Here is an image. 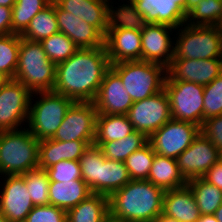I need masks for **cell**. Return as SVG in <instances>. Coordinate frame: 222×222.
<instances>
[{
  "label": "cell",
  "mask_w": 222,
  "mask_h": 222,
  "mask_svg": "<svg viewBox=\"0 0 222 222\" xmlns=\"http://www.w3.org/2000/svg\"><path fill=\"white\" fill-rule=\"evenodd\" d=\"M110 66L105 46L78 49L57 64L53 91L75 102H93Z\"/></svg>",
  "instance_id": "obj_1"
},
{
  "label": "cell",
  "mask_w": 222,
  "mask_h": 222,
  "mask_svg": "<svg viewBox=\"0 0 222 222\" xmlns=\"http://www.w3.org/2000/svg\"><path fill=\"white\" fill-rule=\"evenodd\" d=\"M165 191L148 180H131L109 197V214L126 222H155Z\"/></svg>",
  "instance_id": "obj_2"
},
{
  "label": "cell",
  "mask_w": 222,
  "mask_h": 222,
  "mask_svg": "<svg viewBox=\"0 0 222 222\" xmlns=\"http://www.w3.org/2000/svg\"><path fill=\"white\" fill-rule=\"evenodd\" d=\"M56 66L49 60L40 42L21 37L14 80L23 84L31 93L53 91Z\"/></svg>",
  "instance_id": "obj_3"
},
{
  "label": "cell",
  "mask_w": 222,
  "mask_h": 222,
  "mask_svg": "<svg viewBox=\"0 0 222 222\" xmlns=\"http://www.w3.org/2000/svg\"><path fill=\"white\" fill-rule=\"evenodd\" d=\"M39 140L26 128L0 132V175H23L38 168Z\"/></svg>",
  "instance_id": "obj_4"
},
{
  "label": "cell",
  "mask_w": 222,
  "mask_h": 222,
  "mask_svg": "<svg viewBox=\"0 0 222 222\" xmlns=\"http://www.w3.org/2000/svg\"><path fill=\"white\" fill-rule=\"evenodd\" d=\"M110 68L120 77L133 102L151 97L164 89L167 68L142 60L122 61Z\"/></svg>",
  "instance_id": "obj_5"
},
{
  "label": "cell",
  "mask_w": 222,
  "mask_h": 222,
  "mask_svg": "<svg viewBox=\"0 0 222 222\" xmlns=\"http://www.w3.org/2000/svg\"><path fill=\"white\" fill-rule=\"evenodd\" d=\"M32 94L26 128L39 141L52 138L75 101L54 91Z\"/></svg>",
  "instance_id": "obj_6"
},
{
  "label": "cell",
  "mask_w": 222,
  "mask_h": 222,
  "mask_svg": "<svg viewBox=\"0 0 222 222\" xmlns=\"http://www.w3.org/2000/svg\"><path fill=\"white\" fill-rule=\"evenodd\" d=\"M180 27L177 28V36L174 35L173 59H222V32L219 26L184 23Z\"/></svg>",
  "instance_id": "obj_7"
},
{
  "label": "cell",
  "mask_w": 222,
  "mask_h": 222,
  "mask_svg": "<svg viewBox=\"0 0 222 222\" xmlns=\"http://www.w3.org/2000/svg\"><path fill=\"white\" fill-rule=\"evenodd\" d=\"M172 119L203 125L204 86L189 81L165 80Z\"/></svg>",
  "instance_id": "obj_8"
},
{
  "label": "cell",
  "mask_w": 222,
  "mask_h": 222,
  "mask_svg": "<svg viewBox=\"0 0 222 222\" xmlns=\"http://www.w3.org/2000/svg\"><path fill=\"white\" fill-rule=\"evenodd\" d=\"M31 96L32 93L14 79L0 88V132L23 128L28 122Z\"/></svg>",
  "instance_id": "obj_9"
},
{
  "label": "cell",
  "mask_w": 222,
  "mask_h": 222,
  "mask_svg": "<svg viewBox=\"0 0 222 222\" xmlns=\"http://www.w3.org/2000/svg\"><path fill=\"white\" fill-rule=\"evenodd\" d=\"M127 116L134 130L144 133L149 138L172 118L166 90L163 89L151 97L135 101Z\"/></svg>",
  "instance_id": "obj_10"
},
{
  "label": "cell",
  "mask_w": 222,
  "mask_h": 222,
  "mask_svg": "<svg viewBox=\"0 0 222 222\" xmlns=\"http://www.w3.org/2000/svg\"><path fill=\"white\" fill-rule=\"evenodd\" d=\"M199 133L200 127L196 124L171 118L148 141L156 154L176 159Z\"/></svg>",
  "instance_id": "obj_11"
},
{
  "label": "cell",
  "mask_w": 222,
  "mask_h": 222,
  "mask_svg": "<svg viewBox=\"0 0 222 222\" xmlns=\"http://www.w3.org/2000/svg\"><path fill=\"white\" fill-rule=\"evenodd\" d=\"M97 115L93 102H74L52 139L65 142L95 141Z\"/></svg>",
  "instance_id": "obj_12"
},
{
  "label": "cell",
  "mask_w": 222,
  "mask_h": 222,
  "mask_svg": "<svg viewBox=\"0 0 222 222\" xmlns=\"http://www.w3.org/2000/svg\"><path fill=\"white\" fill-rule=\"evenodd\" d=\"M220 158L222 153L200 132L192 144L176 158V162L181 175L188 182L202 178Z\"/></svg>",
  "instance_id": "obj_13"
},
{
  "label": "cell",
  "mask_w": 222,
  "mask_h": 222,
  "mask_svg": "<svg viewBox=\"0 0 222 222\" xmlns=\"http://www.w3.org/2000/svg\"><path fill=\"white\" fill-rule=\"evenodd\" d=\"M5 177V178H4ZM0 187V214L10 222H24L34 208L22 175L2 176Z\"/></svg>",
  "instance_id": "obj_14"
},
{
  "label": "cell",
  "mask_w": 222,
  "mask_h": 222,
  "mask_svg": "<svg viewBox=\"0 0 222 222\" xmlns=\"http://www.w3.org/2000/svg\"><path fill=\"white\" fill-rule=\"evenodd\" d=\"M175 31L169 25L148 23L141 31L142 61L168 68L174 58L175 40L171 35Z\"/></svg>",
  "instance_id": "obj_15"
},
{
  "label": "cell",
  "mask_w": 222,
  "mask_h": 222,
  "mask_svg": "<svg viewBox=\"0 0 222 222\" xmlns=\"http://www.w3.org/2000/svg\"><path fill=\"white\" fill-rule=\"evenodd\" d=\"M98 114L127 115L134 103L120 77L110 68L93 101Z\"/></svg>",
  "instance_id": "obj_16"
},
{
  "label": "cell",
  "mask_w": 222,
  "mask_h": 222,
  "mask_svg": "<svg viewBox=\"0 0 222 222\" xmlns=\"http://www.w3.org/2000/svg\"><path fill=\"white\" fill-rule=\"evenodd\" d=\"M222 73V59H173L165 80L208 85Z\"/></svg>",
  "instance_id": "obj_17"
},
{
  "label": "cell",
  "mask_w": 222,
  "mask_h": 222,
  "mask_svg": "<svg viewBox=\"0 0 222 222\" xmlns=\"http://www.w3.org/2000/svg\"><path fill=\"white\" fill-rule=\"evenodd\" d=\"M59 32L67 35L79 49L105 46V36L94 26L64 11L55 3Z\"/></svg>",
  "instance_id": "obj_18"
},
{
  "label": "cell",
  "mask_w": 222,
  "mask_h": 222,
  "mask_svg": "<svg viewBox=\"0 0 222 222\" xmlns=\"http://www.w3.org/2000/svg\"><path fill=\"white\" fill-rule=\"evenodd\" d=\"M147 23L178 28L186 22V0H133Z\"/></svg>",
  "instance_id": "obj_19"
},
{
  "label": "cell",
  "mask_w": 222,
  "mask_h": 222,
  "mask_svg": "<svg viewBox=\"0 0 222 222\" xmlns=\"http://www.w3.org/2000/svg\"><path fill=\"white\" fill-rule=\"evenodd\" d=\"M105 47L110 64L142 60L141 31L130 29L110 30L105 36Z\"/></svg>",
  "instance_id": "obj_20"
},
{
  "label": "cell",
  "mask_w": 222,
  "mask_h": 222,
  "mask_svg": "<svg viewBox=\"0 0 222 222\" xmlns=\"http://www.w3.org/2000/svg\"><path fill=\"white\" fill-rule=\"evenodd\" d=\"M94 141H59L52 138L39 141L38 168L47 169L62 160L79 161L83 152Z\"/></svg>",
  "instance_id": "obj_21"
},
{
  "label": "cell",
  "mask_w": 222,
  "mask_h": 222,
  "mask_svg": "<svg viewBox=\"0 0 222 222\" xmlns=\"http://www.w3.org/2000/svg\"><path fill=\"white\" fill-rule=\"evenodd\" d=\"M162 215L179 222H197L201 213L190 187L165 191Z\"/></svg>",
  "instance_id": "obj_22"
},
{
  "label": "cell",
  "mask_w": 222,
  "mask_h": 222,
  "mask_svg": "<svg viewBox=\"0 0 222 222\" xmlns=\"http://www.w3.org/2000/svg\"><path fill=\"white\" fill-rule=\"evenodd\" d=\"M90 194L92 193L83 180L50 182L49 204L68 211Z\"/></svg>",
  "instance_id": "obj_23"
},
{
  "label": "cell",
  "mask_w": 222,
  "mask_h": 222,
  "mask_svg": "<svg viewBox=\"0 0 222 222\" xmlns=\"http://www.w3.org/2000/svg\"><path fill=\"white\" fill-rule=\"evenodd\" d=\"M147 180L164 191L177 189L187 184L178 169L176 159L156 153Z\"/></svg>",
  "instance_id": "obj_24"
},
{
  "label": "cell",
  "mask_w": 222,
  "mask_h": 222,
  "mask_svg": "<svg viewBox=\"0 0 222 222\" xmlns=\"http://www.w3.org/2000/svg\"><path fill=\"white\" fill-rule=\"evenodd\" d=\"M109 215V197L90 194L85 200L66 211L67 222H103Z\"/></svg>",
  "instance_id": "obj_25"
},
{
  "label": "cell",
  "mask_w": 222,
  "mask_h": 222,
  "mask_svg": "<svg viewBox=\"0 0 222 222\" xmlns=\"http://www.w3.org/2000/svg\"><path fill=\"white\" fill-rule=\"evenodd\" d=\"M134 131L127 115L98 114L94 145L100 147L104 142L120 140Z\"/></svg>",
  "instance_id": "obj_26"
},
{
  "label": "cell",
  "mask_w": 222,
  "mask_h": 222,
  "mask_svg": "<svg viewBox=\"0 0 222 222\" xmlns=\"http://www.w3.org/2000/svg\"><path fill=\"white\" fill-rule=\"evenodd\" d=\"M127 3L114 7L112 0H108L107 33L115 29L142 31L148 24L142 14L138 12L134 1L128 0Z\"/></svg>",
  "instance_id": "obj_27"
},
{
  "label": "cell",
  "mask_w": 222,
  "mask_h": 222,
  "mask_svg": "<svg viewBox=\"0 0 222 222\" xmlns=\"http://www.w3.org/2000/svg\"><path fill=\"white\" fill-rule=\"evenodd\" d=\"M129 181L131 178L123 161L106 159L100 163L99 194L110 197Z\"/></svg>",
  "instance_id": "obj_28"
},
{
  "label": "cell",
  "mask_w": 222,
  "mask_h": 222,
  "mask_svg": "<svg viewBox=\"0 0 222 222\" xmlns=\"http://www.w3.org/2000/svg\"><path fill=\"white\" fill-rule=\"evenodd\" d=\"M57 32H59V29L55 3L51 2L31 19L30 24L21 34V37L29 41L41 42Z\"/></svg>",
  "instance_id": "obj_29"
},
{
  "label": "cell",
  "mask_w": 222,
  "mask_h": 222,
  "mask_svg": "<svg viewBox=\"0 0 222 222\" xmlns=\"http://www.w3.org/2000/svg\"><path fill=\"white\" fill-rule=\"evenodd\" d=\"M187 185L193 192L201 215H214L222 204V191L203 177L189 180Z\"/></svg>",
  "instance_id": "obj_30"
},
{
  "label": "cell",
  "mask_w": 222,
  "mask_h": 222,
  "mask_svg": "<svg viewBox=\"0 0 222 222\" xmlns=\"http://www.w3.org/2000/svg\"><path fill=\"white\" fill-rule=\"evenodd\" d=\"M148 142V137L144 133L135 130L120 140L104 142L100 148L106 159L124 162L128 156Z\"/></svg>",
  "instance_id": "obj_31"
},
{
  "label": "cell",
  "mask_w": 222,
  "mask_h": 222,
  "mask_svg": "<svg viewBox=\"0 0 222 222\" xmlns=\"http://www.w3.org/2000/svg\"><path fill=\"white\" fill-rule=\"evenodd\" d=\"M106 160L102 149L90 145L79 159L82 180L87 184L91 193L99 194L100 163Z\"/></svg>",
  "instance_id": "obj_32"
},
{
  "label": "cell",
  "mask_w": 222,
  "mask_h": 222,
  "mask_svg": "<svg viewBox=\"0 0 222 222\" xmlns=\"http://www.w3.org/2000/svg\"><path fill=\"white\" fill-rule=\"evenodd\" d=\"M50 3V0H16L12 7L11 33L21 35L31 19Z\"/></svg>",
  "instance_id": "obj_33"
},
{
  "label": "cell",
  "mask_w": 222,
  "mask_h": 222,
  "mask_svg": "<svg viewBox=\"0 0 222 222\" xmlns=\"http://www.w3.org/2000/svg\"><path fill=\"white\" fill-rule=\"evenodd\" d=\"M222 23L221 0H201L187 13L185 24L202 26H220Z\"/></svg>",
  "instance_id": "obj_34"
},
{
  "label": "cell",
  "mask_w": 222,
  "mask_h": 222,
  "mask_svg": "<svg viewBox=\"0 0 222 222\" xmlns=\"http://www.w3.org/2000/svg\"><path fill=\"white\" fill-rule=\"evenodd\" d=\"M40 43L49 60L56 65L66 61L79 49L75 43L62 32H57L43 39Z\"/></svg>",
  "instance_id": "obj_35"
},
{
  "label": "cell",
  "mask_w": 222,
  "mask_h": 222,
  "mask_svg": "<svg viewBox=\"0 0 222 222\" xmlns=\"http://www.w3.org/2000/svg\"><path fill=\"white\" fill-rule=\"evenodd\" d=\"M21 35H0V72L10 79L14 78L19 57Z\"/></svg>",
  "instance_id": "obj_36"
},
{
  "label": "cell",
  "mask_w": 222,
  "mask_h": 222,
  "mask_svg": "<svg viewBox=\"0 0 222 222\" xmlns=\"http://www.w3.org/2000/svg\"><path fill=\"white\" fill-rule=\"evenodd\" d=\"M34 206L49 204L50 180L44 169L36 168L22 175Z\"/></svg>",
  "instance_id": "obj_37"
},
{
  "label": "cell",
  "mask_w": 222,
  "mask_h": 222,
  "mask_svg": "<svg viewBox=\"0 0 222 222\" xmlns=\"http://www.w3.org/2000/svg\"><path fill=\"white\" fill-rule=\"evenodd\" d=\"M155 156L152 145L148 142L141 149L133 152L124 161L131 180H147Z\"/></svg>",
  "instance_id": "obj_38"
},
{
  "label": "cell",
  "mask_w": 222,
  "mask_h": 222,
  "mask_svg": "<svg viewBox=\"0 0 222 222\" xmlns=\"http://www.w3.org/2000/svg\"><path fill=\"white\" fill-rule=\"evenodd\" d=\"M108 0H85L82 20L96 27L104 36L107 34Z\"/></svg>",
  "instance_id": "obj_39"
},
{
  "label": "cell",
  "mask_w": 222,
  "mask_h": 222,
  "mask_svg": "<svg viewBox=\"0 0 222 222\" xmlns=\"http://www.w3.org/2000/svg\"><path fill=\"white\" fill-rule=\"evenodd\" d=\"M203 100V122L210 117L222 115V73L204 86Z\"/></svg>",
  "instance_id": "obj_40"
},
{
  "label": "cell",
  "mask_w": 222,
  "mask_h": 222,
  "mask_svg": "<svg viewBox=\"0 0 222 222\" xmlns=\"http://www.w3.org/2000/svg\"><path fill=\"white\" fill-rule=\"evenodd\" d=\"M50 182L82 180L79 161L62 160L45 169Z\"/></svg>",
  "instance_id": "obj_41"
},
{
  "label": "cell",
  "mask_w": 222,
  "mask_h": 222,
  "mask_svg": "<svg viewBox=\"0 0 222 222\" xmlns=\"http://www.w3.org/2000/svg\"><path fill=\"white\" fill-rule=\"evenodd\" d=\"M24 222H67L66 211L50 204L34 206Z\"/></svg>",
  "instance_id": "obj_42"
},
{
  "label": "cell",
  "mask_w": 222,
  "mask_h": 222,
  "mask_svg": "<svg viewBox=\"0 0 222 222\" xmlns=\"http://www.w3.org/2000/svg\"><path fill=\"white\" fill-rule=\"evenodd\" d=\"M200 132L222 153V115L204 120Z\"/></svg>",
  "instance_id": "obj_43"
},
{
  "label": "cell",
  "mask_w": 222,
  "mask_h": 222,
  "mask_svg": "<svg viewBox=\"0 0 222 222\" xmlns=\"http://www.w3.org/2000/svg\"><path fill=\"white\" fill-rule=\"evenodd\" d=\"M203 178L222 191V158L206 172Z\"/></svg>",
  "instance_id": "obj_44"
},
{
  "label": "cell",
  "mask_w": 222,
  "mask_h": 222,
  "mask_svg": "<svg viewBox=\"0 0 222 222\" xmlns=\"http://www.w3.org/2000/svg\"><path fill=\"white\" fill-rule=\"evenodd\" d=\"M83 3L85 0H59L57 4L64 10L82 20Z\"/></svg>",
  "instance_id": "obj_45"
},
{
  "label": "cell",
  "mask_w": 222,
  "mask_h": 222,
  "mask_svg": "<svg viewBox=\"0 0 222 222\" xmlns=\"http://www.w3.org/2000/svg\"><path fill=\"white\" fill-rule=\"evenodd\" d=\"M12 8L0 6V35L11 34Z\"/></svg>",
  "instance_id": "obj_46"
},
{
  "label": "cell",
  "mask_w": 222,
  "mask_h": 222,
  "mask_svg": "<svg viewBox=\"0 0 222 222\" xmlns=\"http://www.w3.org/2000/svg\"><path fill=\"white\" fill-rule=\"evenodd\" d=\"M201 0H186L185 12L186 14L192 10Z\"/></svg>",
  "instance_id": "obj_47"
},
{
  "label": "cell",
  "mask_w": 222,
  "mask_h": 222,
  "mask_svg": "<svg viewBox=\"0 0 222 222\" xmlns=\"http://www.w3.org/2000/svg\"><path fill=\"white\" fill-rule=\"evenodd\" d=\"M197 222H218L214 215H201Z\"/></svg>",
  "instance_id": "obj_48"
},
{
  "label": "cell",
  "mask_w": 222,
  "mask_h": 222,
  "mask_svg": "<svg viewBox=\"0 0 222 222\" xmlns=\"http://www.w3.org/2000/svg\"><path fill=\"white\" fill-rule=\"evenodd\" d=\"M16 3V0H0V6L10 7Z\"/></svg>",
  "instance_id": "obj_49"
},
{
  "label": "cell",
  "mask_w": 222,
  "mask_h": 222,
  "mask_svg": "<svg viewBox=\"0 0 222 222\" xmlns=\"http://www.w3.org/2000/svg\"><path fill=\"white\" fill-rule=\"evenodd\" d=\"M214 216L218 222H222V204L216 209Z\"/></svg>",
  "instance_id": "obj_50"
},
{
  "label": "cell",
  "mask_w": 222,
  "mask_h": 222,
  "mask_svg": "<svg viewBox=\"0 0 222 222\" xmlns=\"http://www.w3.org/2000/svg\"><path fill=\"white\" fill-rule=\"evenodd\" d=\"M155 222H179L177 220H174V219H171V218H168L166 216H163V215H160Z\"/></svg>",
  "instance_id": "obj_51"
},
{
  "label": "cell",
  "mask_w": 222,
  "mask_h": 222,
  "mask_svg": "<svg viewBox=\"0 0 222 222\" xmlns=\"http://www.w3.org/2000/svg\"><path fill=\"white\" fill-rule=\"evenodd\" d=\"M103 222H126L125 220L112 217L110 214L103 220Z\"/></svg>",
  "instance_id": "obj_52"
},
{
  "label": "cell",
  "mask_w": 222,
  "mask_h": 222,
  "mask_svg": "<svg viewBox=\"0 0 222 222\" xmlns=\"http://www.w3.org/2000/svg\"><path fill=\"white\" fill-rule=\"evenodd\" d=\"M10 78L4 73L0 72V88L9 80Z\"/></svg>",
  "instance_id": "obj_53"
},
{
  "label": "cell",
  "mask_w": 222,
  "mask_h": 222,
  "mask_svg": "<svg viewBox=\"0 0 222 222\" xmlns=\"http://www.w3.org/2000/svg\"><path fill=\"white\" fill-rule=\"evenodd\" d=\"M0 222H10L5 216L0 214Z\"/></svg>",
  "instance_id": "obj_54"
},
{
  "label": "cell",
  "mask_w": 222,
  "mask_h": 222,
  "mask_svg": "<svg viewBox=\"0 0 222 222\" xmlns=\"http://www.w3.org/2000/svg\"><path fill=\"white\" fill-rule=\"evenodd\" d=\"M52 3H57L59 0H50Z\"/></svg>",
  "instance_id": "obj_55"
}]
</instances>
